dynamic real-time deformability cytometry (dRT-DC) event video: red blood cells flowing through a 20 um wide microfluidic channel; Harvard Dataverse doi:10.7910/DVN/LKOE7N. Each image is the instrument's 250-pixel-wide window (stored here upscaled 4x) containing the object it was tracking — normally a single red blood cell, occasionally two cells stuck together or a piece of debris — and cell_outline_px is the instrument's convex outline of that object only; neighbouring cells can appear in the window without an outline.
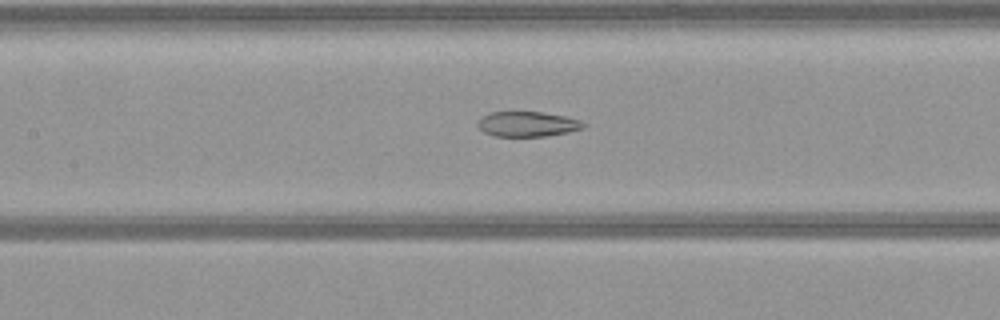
{"species": "common noctule bat (a hibernating species)", "species_latin": "Nyctalus noctula", "temperature_condition": "warm", "stored_images_in_passage": 37, "camera_frame_rate_fps": 3000, "um_per_image_px": 0.085, "animal": {"sex": "female", "body_mass_g": 21.9}, "frame": {"image": 1, "passage_image": 8, "time_ms": 2.333, "image_size_px": [1000, 320], "cell_outline_px": [[588, 124], [584, 128], [568, 132], [544, 136], [492, 136], [484, 132], [476, 124], [476, 120], [480, 116], [488, 112], [540, 112], [564, 116], [580, 120]], "centroid_in_image_um": [44.79, 10.54], "position_along_channel_um": 162.6, "area_um2": 15.61}}
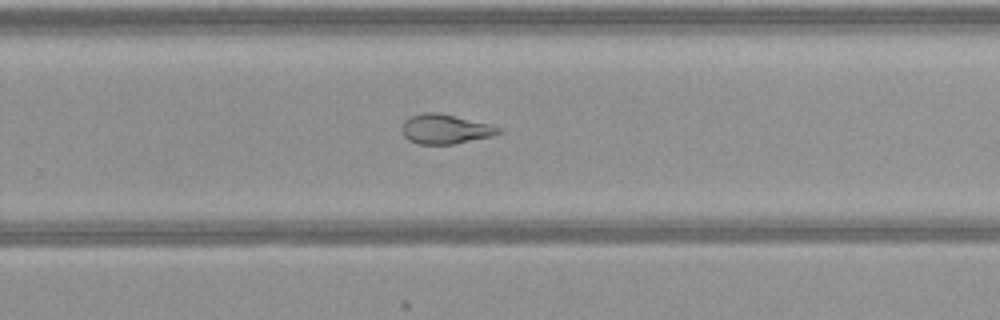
{"frame": {"image": 2, "passage_image": 18, "time_ms": 5.667, "image_size_px": [1000, 320], "cell_outline_px": [[500, 132], [492, 136], [456, 144], [420, 144], [408, 140], [404, 136], [400, 128], [404, 120], [412, 116], [424, 112], [436, 112], [488, 124], [500, 128]], "centroid_in_image_um": [37.79, 10.98], "position_along_channel_um": 292.0, "area_um2": 16.47}}
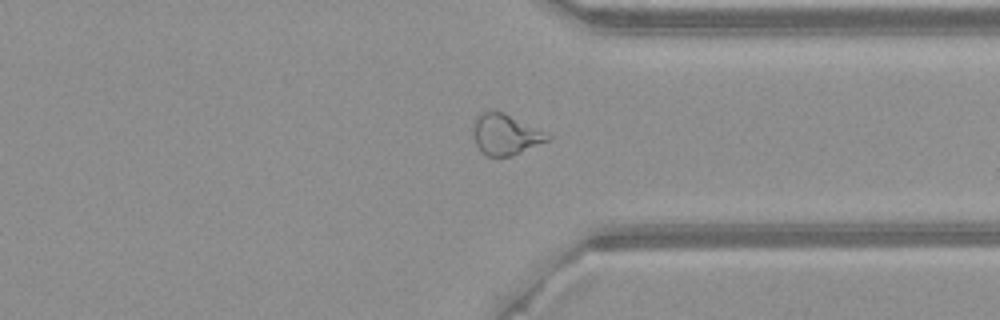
{"frame": {"image": 3, "passage_image": 24, "time_ms": 7.667, "image_size_px": [1000, 320], "cell_outline_px": [[552, 140], [512, 156], [488, 156], [480, 152], [476, 144], [476, 116], [484, 108], [488, 108], [504, 112], [552, 136]], "centroid_in_image_um": [43.0, 11.41], "position_along_channel_um": 368.4, "area_um2": 17.69}}